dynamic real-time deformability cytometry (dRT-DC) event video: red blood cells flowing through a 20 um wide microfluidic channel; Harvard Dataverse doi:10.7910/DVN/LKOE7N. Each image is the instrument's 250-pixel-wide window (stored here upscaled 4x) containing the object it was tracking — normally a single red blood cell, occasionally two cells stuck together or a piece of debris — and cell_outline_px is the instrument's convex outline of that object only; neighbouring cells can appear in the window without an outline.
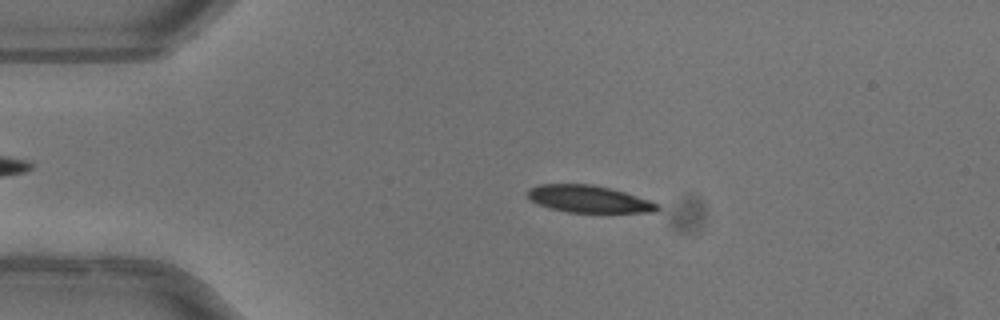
{"species": "common noctule bat (a hibernating species)", "species_latin": "Nyctalus noctula", "temperature_condition": "warm", "stored_images_in_passage": 41, "camera_frame_rate_fps": 3000, "um_per_image_px": 0.085, "animal": {"sex": "female"}, "frame": {"image": 1, "passage_image": 1, "time_ms": 0.0, "image_size_px": [1000, 320], "cell_outline_px": [[660, 208], [656, 212], [568, 212], [548, 208], [536, 204], [528, 196], [528, 188], [540, 184], [592, 184], [612, 188], [660, 204]], "centroid_in_image_um": [50.03, 16.91], "position_along_channel_um": 35.0, "area_um2": 20.52}}
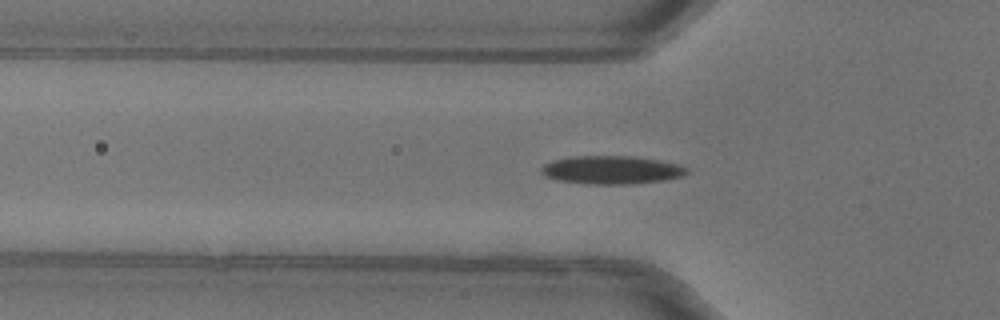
{"frame": {"image": 2, "passage_image": 7, "time_ms": 2.0, "image_size_px": [1000, 320], "cell_outline_px": [[688, 172], [680, 176], [664, 180], [632, 184], [592, 184], [560, 180], [544, 176], [540, 172], [540, 168], [544, 164], [552, 160], [572, 156], [632, 156], [660, 160], [676, 164], [688, 168]], "centroid_in_image_um": [51.95, 14.44], "position_along_channel_um": 73.9, "area_um2": 23.87}}
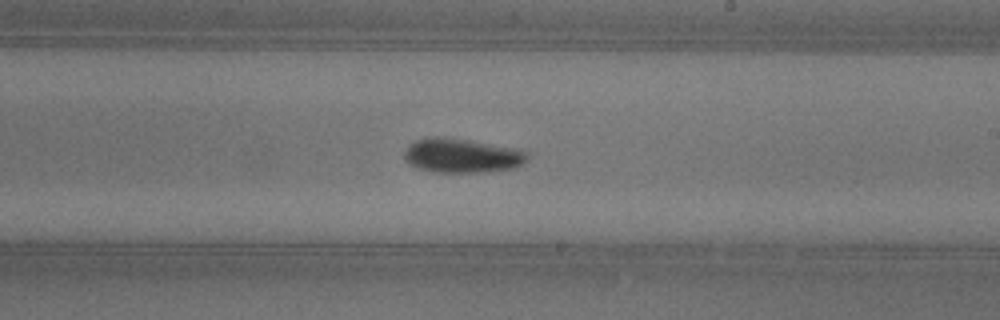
{"frame": {"image": 3, "passage_image": 20, "time_ms": 6.333, "image_size_px": [1000, 320], "cell_outline_px": [[532, 152], [528, 160], [516, 168], [492, 172], [436, 172], [416, 168], [408, 164], [404, 160], [404, 152], [408, 144], [416, 140], [436, 136], [440, 136], [468, 140], [520, 148]], "centroid_in_image_um": [39.33, 13.23], "position_along_channel_um": 249.7, "area_um2": 25.26}, "authors_computed_cell_mechanics": {"area_um2": 22.7154, "velocity_mm_per_s": 4.0449, "shape_relaxation_time_tau1_ms": 5.2481, "shape_relaxation_time_tau2_ms": 10.8067, "deformation_change_tau1": 0.1568, "deformation_change_tau2": 0.159}}